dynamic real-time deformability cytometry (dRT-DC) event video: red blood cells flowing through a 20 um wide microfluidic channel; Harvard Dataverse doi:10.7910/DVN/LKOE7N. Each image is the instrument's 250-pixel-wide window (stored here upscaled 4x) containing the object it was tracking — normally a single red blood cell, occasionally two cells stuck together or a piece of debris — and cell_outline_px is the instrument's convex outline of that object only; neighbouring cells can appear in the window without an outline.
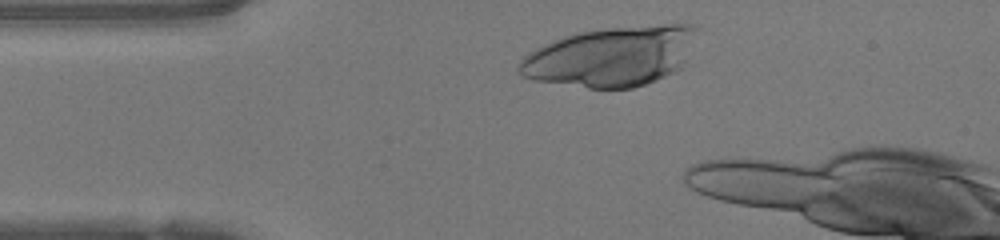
{"species": "human", "species_latin": "Homo sapiens", "temperature_condition": "warm", "stored_images_in_passage": 7, "camera_frame_rate_fps": 3000, "um_per_image_px": 0.085, "donor": {"sex": "female"}, "frame": {"image": 1, "passage_image": 2, "time_ms": 0.333, "image_size_px": [1000, 240], "cell_outline_px": [[700, 28], [684, 68], [656, 80], [632, 88], [588, 88], [536, 80], [524, 76], [516, 68], [516, 64], [528, 52], [552, 40], [576, 32], [608, 28], [676, 20], [692, 24]], "centroid_in_image_um": [52.07, 4.74], "position_along_channel_um": 32.9, "area_um2": 63.52}}